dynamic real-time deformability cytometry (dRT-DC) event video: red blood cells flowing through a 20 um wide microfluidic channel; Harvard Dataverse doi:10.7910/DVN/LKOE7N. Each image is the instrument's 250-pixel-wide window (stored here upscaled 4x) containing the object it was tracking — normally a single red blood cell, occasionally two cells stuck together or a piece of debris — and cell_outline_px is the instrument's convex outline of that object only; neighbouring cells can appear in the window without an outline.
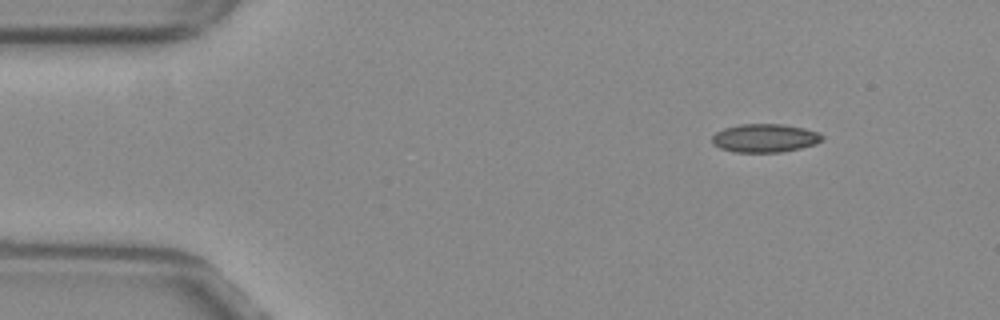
{"species": "common noctule bat (a hibernating species)", "species_latin": "Nyctalus noctula", "temperature_condition": "warm", "stored_images_in_passage": 17, "camera_frame_rate_fps": 3000, "um_per_image_px": 0.085, "animal": {"sex": "female", "body_mass_g": 29.2, "forearm_length_mm": 56.3}, "frame": {"image": 1, "passage_image": 1, "time_ms": 0.0, "image_size_px": [1000, 320], "cell_outline_px": [[824, 140], [816, 144], [800, 148], [780, 152], [736, 152], [720, 148], [712, 144], [712, 136], [716, 132], [724, 128], [740, 124], [784, 124], [804, 128], [816, 132], [824, 136]], "centroid_in_image_um": [65.01, 11.73], "position_along_channel_um": 20.0, "area_um2": 18.26}}
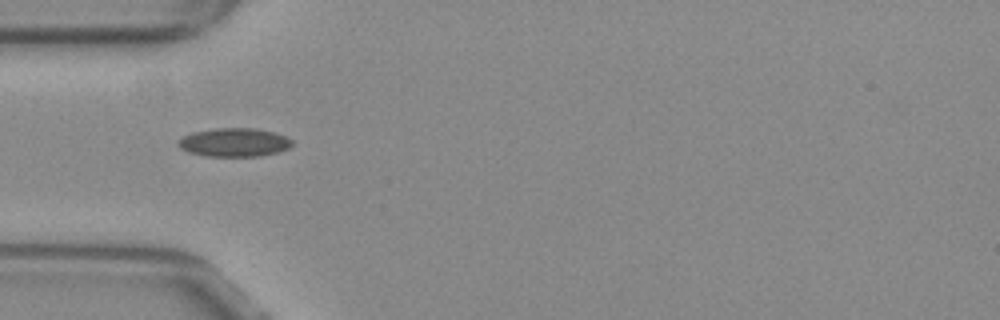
{"frame": {"image": 2, "passage_image": 11, "time_ms": 3.333, "image_size_px": [1000, 320], "cell_outline_px": [[292, 144], [288, 148], [276, 152], [260, 156], [204, 156], [188, 152], [180, 148], [176, 144], [184, 136], [192, 132], [216, 128], [252, 128], [272, 132], [284, 136], [292, 140]], "centroid_in_image_um": [19.87, 12.1], "position_along_channel_um": 65.1, "area_um2": 18.79}}
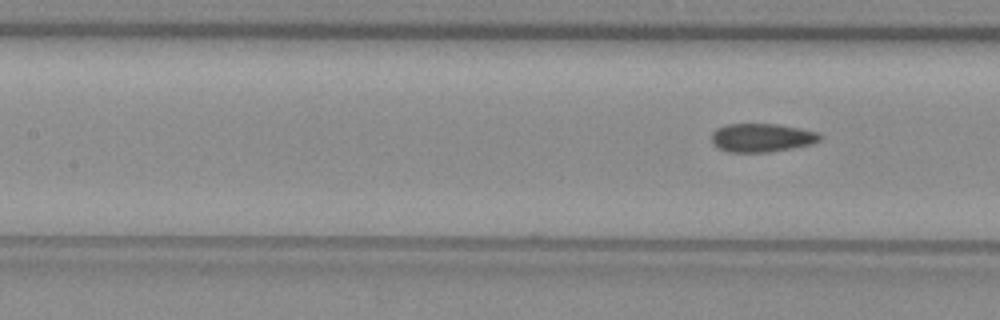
{"frame": {"image": 3, "passage_image": 17, "time_ms": 5.333, "image_size_px": [1000, 320], "cell_outline_px": [[824, 136], [820, 140], [812, 144], [792, 148], [768, 152], [728, 152], [712, 144], [712, 132], [716, 128], [724, 124], [776, 124], [800, 128], [816, 132]], "centroid_in_image_um": [64.74, 11.7], "position_along_channel_um": 142.7, "area_um2": 18.09}}